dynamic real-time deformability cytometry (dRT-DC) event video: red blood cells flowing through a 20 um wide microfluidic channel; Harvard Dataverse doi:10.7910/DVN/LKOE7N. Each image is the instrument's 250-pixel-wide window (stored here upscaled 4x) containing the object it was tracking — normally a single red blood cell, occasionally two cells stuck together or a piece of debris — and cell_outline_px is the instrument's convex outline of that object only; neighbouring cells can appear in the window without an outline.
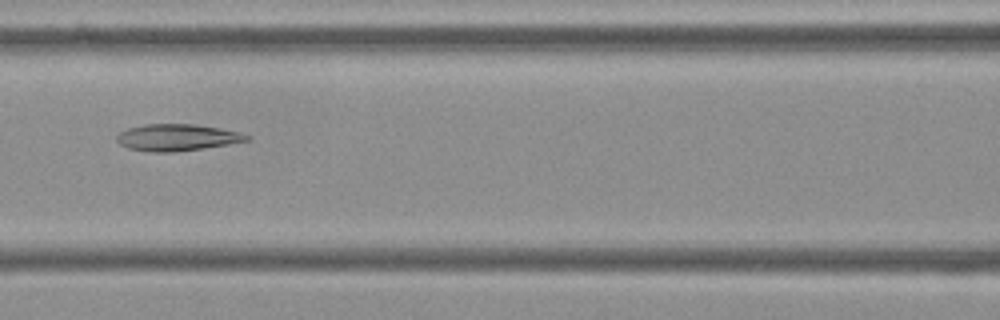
{"species": "Egyptian fruit bat (a non-hibernating species)", "species_latin": "Rousettus aegyptiacus", "temperature_condition": "cold", "stored_images_in_passage": 9, "camera_frame_rate_fps": 3000, "um_per_image_px": 0.085, "frame": {"image": 1, "passage_image": 7, "time_ms": 2.0, "image_size_px": [1000, 320], "cell_outline_px": [[252, 140], [228, 144], [172, 152], [148, 152], [128, 148], [120, 144], [116, 140], [116, 136], [120, 132], [128, 128], [144, 124], [196, 124], [220, 128], [240, 132], [252, 136]], "centroid_in_image_um": [15.06, 11.68], "position_along_channel_um": 151.5, "area_um2": 20.29}}
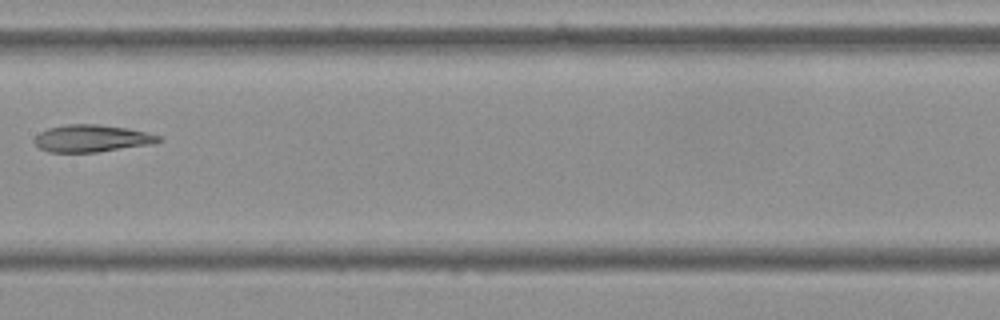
{"frame": {"image": 2, "passage_image": 8, "time_ms": 2.333, "image_size_px": [1000, 320], "cell_outline_px": [[164, 140], [156, 144], [96, 152], [48, 152], [40, 148], [32, 140], [40, 132], [48, 128], [68, 124], [96, 124], [128, 128], [164, 136]], "centroid_in_image_um": [7.87, 11.76], "position_along_channel_um": 199.5, "area_um2": 19.94}}
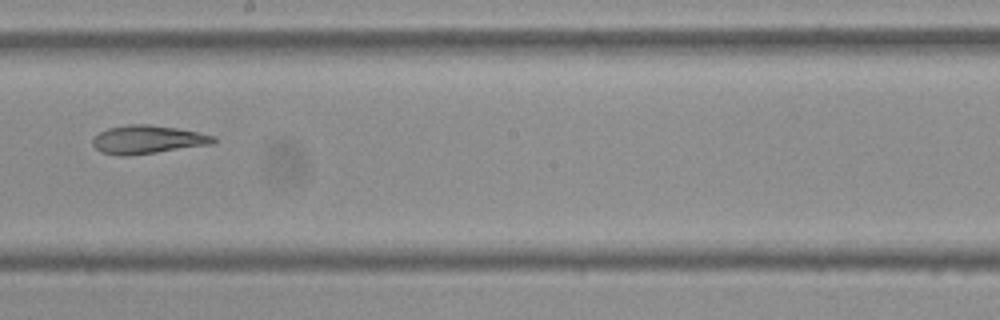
{"frame": {"image": 3, "passage_image": 9, "time_ms": 2.667, "image_size_px": [1000, 320], "cell_outline_px": [[216, 140], [212, 144], [128, 156], [120, 156], [100, 152], [92, 144], [92, 136], [108, 128], [128, 124], [148, 124], [176, 128], [216, 136]], "centroid_in_image_um": [12.49, 11.86], "position_along_channel_um": 235.7, "area_um2": 19.94}}